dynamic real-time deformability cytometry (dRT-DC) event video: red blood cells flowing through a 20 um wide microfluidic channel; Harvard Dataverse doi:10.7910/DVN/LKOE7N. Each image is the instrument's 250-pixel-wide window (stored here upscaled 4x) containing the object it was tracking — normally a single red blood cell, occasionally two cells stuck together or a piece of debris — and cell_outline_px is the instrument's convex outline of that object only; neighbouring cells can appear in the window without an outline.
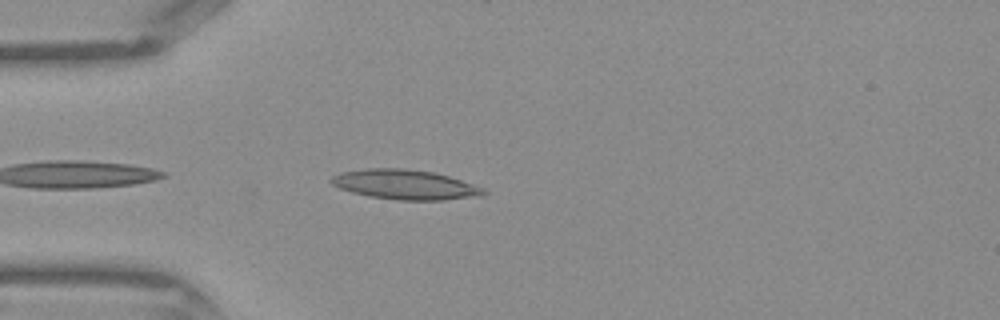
{"species": "Egyptian fruit bat (a non-hibernating species)", "species_latin": "Rousettus aegyptiacus", "temperature_condition": "warm", "stored_images_in_passage": 21, "camera_frame_rate_fps": 3000, "um_per_image_px": 0.085, "frame": {"image": 1, "passage_image": 2, "time_ms": 0.333, "image_size_px": [1000, 320], "cell_outline_px": [[488, 192], [484, 196], [444, 200], [396, 200], [368, 196], [352, 192], [340, 188], [332, 184], [328, 180], [332, 176], [340, 172], [364, 168], [404, 168], [432, 172], [448, 176], [484, 188]], "centroid_in_image_um": [34.42, 15.69], "position_along_channel_um": 50.6, "area_um2": 26.59}}
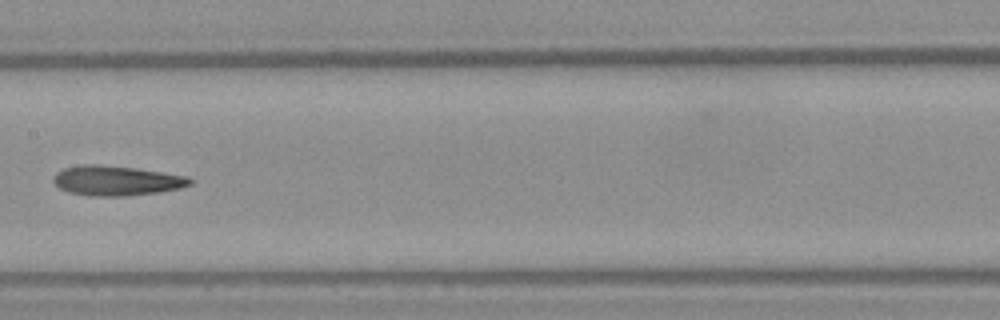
{"frame": {"image": 2, "passage_image": 12, "time_ms": 3.667, "image_size_px": [1000, 320], "cell_outline_px": [[192, 184], [180, 188], [156, 192], [124, 196], [88, 196], [68, 192], [60, 188], [52, 180], [52, 176], [56, 172], [64, 168], [80, 164], [96, 164], [136, 168], [188, 176], [192, 180]], "centroid_in_image_um": [9.86, 15.35], "position_along_channel_um": 197.5, "area_um2": 23.81}}
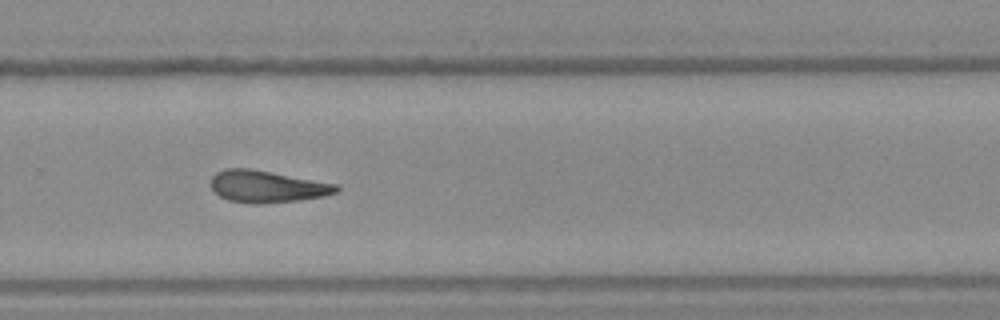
{"frame": {"image": 3, "passage_image": 19, "time_ms": 6.0, "image_size_px": [1000, 320], "cell_outline_px": [[340, 188], [336, 192], [324, 196], [296, 200], [260, 204], [248, 204], [228, 200], [220, 196], [212, 188], [212, 176], [216, 172], [224, 168], [248, 168], [272, 172], [340, 184]], "centroid_in_image_um": [22.71, 15.85], "position_along_channel_um": 307.1, "area_um2": 23.41}}